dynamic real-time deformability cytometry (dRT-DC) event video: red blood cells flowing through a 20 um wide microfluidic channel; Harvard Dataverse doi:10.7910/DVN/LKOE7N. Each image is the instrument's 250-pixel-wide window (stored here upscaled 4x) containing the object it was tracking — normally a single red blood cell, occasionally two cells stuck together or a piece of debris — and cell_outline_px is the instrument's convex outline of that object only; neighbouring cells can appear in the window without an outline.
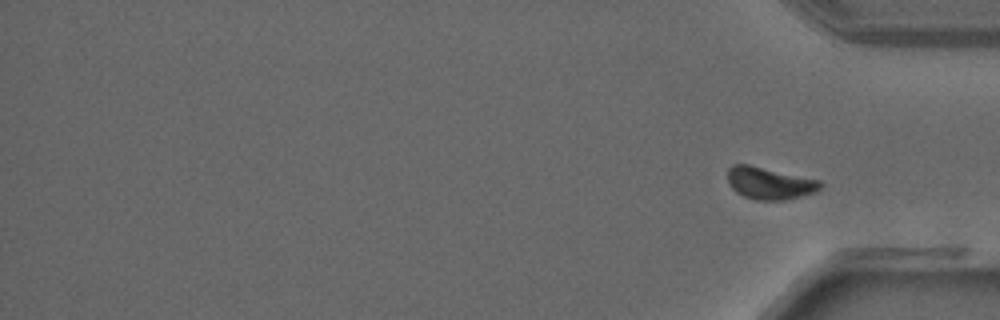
{"species": "common noctule bat (a hibernating species)", "species_latin": "Nyctalus noctula", "temperature_condition": "warm", "stored_images_in_passage": 41, "segment_of_instrument_passage": [2, 2], "camera_frame_rate_fps": 3000, "um_per_image_px": 0.085, "animal": {"sex": "male", "forearm_length_mm": 52.5}, "frame": {"image": 1, "passage_image": 41, "time_ms": 13.333, "image_size_px": [1000, 320], "cell_outline_px": [[824, 184], [816, 192], [784, 200], [756, 200], [744, 196], [736, 192], [728, 184], [728, 168], [732, 164], [748, 164], [820, 180]], "centroid_in_image_um": [65.4, 15.57], "position_along_channel_um": 369.8, "area_um2": 17.4}}